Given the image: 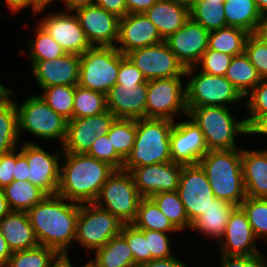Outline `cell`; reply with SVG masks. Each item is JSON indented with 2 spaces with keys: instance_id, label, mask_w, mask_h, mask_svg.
<instances>
[{
  "instance_id": "1",
  "label": "cell",
  "mask_w": 267,
  "mask_h": 267,
  "mask_svg": "<svg viewBox=\"0 0 267 267\" xmlns=\"http://www.w3.org/2000/svg\"><path fill=\"white\" fill-rule=\"evenodd\" d=\"M80 204L59 195H47L27 211L40 245L54 249L61 257H69L75 241Z\"/></svg>"
},
{
  "instance_id": "2",
  "label": "cell",
  "mask_w": 267,
  "mask_h": 267,
  "mask_svg": "<svg viewBox=\"0 0 267 267\" xmlns=\"http://www.w3.org/2000/svg\"><path fill=\"white\" fill-rule=\"evenodd\" d=\"M58 194L78 204L94 203L115 169L87 154L62 153ZM63 158V159H62Z\"/></svg>"
},
{
  "instance_id": "3",
  "label": "cell",
  "mask_w": 267,
  "mask_h": 267,
  "mask_svg": "<svg viewBox=\"0 0 267 267\" xmlns=\"http://www.w3.org/2000/svg\"><path fill=\"white\" fill-rule=\"evenodd\" d=\"M241 156V148L208 151L198 162L214 196L237 207L246 199Z\"/></svg>"
},
{
  "instance_id": "4",
  "label": "cell",
  "mask_w": 267,
  "mask_h": 267,
  "mask_svg": "<svg viewBox=\"0 0 267 267\" xmlns=\"http://www.w3.org/2000/svg\"><path fill=\"white\" fill-rule=\"evenodd\" d=\"M174 121L168 119H137L134 146L124 160L122 170L172 161L170 133Z\"/></svg>"
},
{
  "instance_id": "5",
  "label": "cell",
  "mask_w": 267,
  "mask_h": 267,
  "mask_svg": "<svg viewBox=\"0 0 267 267\" xmlns=\"http://www.w3.org/2000/svg\"><path fill=\"white\" fill-rule=\"evenodd\" d=\"M187 109V117L201 129L208 151L236 149V135H249L245 118H235L229 107L201 106Z\"/></svg>"
},
{
  "instance_id": "6",
  "label": "cell",
  "mask_w": 267,
  "mask_h": 267,
  "mask_svg": "<svg viewBox=\"0 0 267 267\" xmlns=\"http://www.w3.org/2000/svg\"><path fill=\"white\" fill-rule=\"evenodd\" d=\"M196 69V66L185 69V77H190L185 85L187 108L230 106L232 110L235 104H241L244 97L225 76H214L202 71L197 73Z\"/></svg>"
},
{
  "instance_id": "7",
  "label": "cell",
  "mask_w": 267,
  "mask_h": 267,
  "mask_svg": "<svg viewBox=\"0 0 267 267\" xmlns=\"http://www.w3.org/2000/svg\"><path fill=\"white\" fill-rule=\"evenodd\" d=\"M125 57L115 47L91 46L80 55L78 85L106 94L116 84Z\"/></svg>"
},
{
  "instance_id": "8",
  "label": "cell",
  "mask_w": 267,
  "mask_h": 267,
  "mask_svg": "<svg viewBox=\"0 0 267 267\" xmlns=\"http://www.w3.org/2000/svg\"><path fill=\"white\" fill-rule=\"evenodd\" d=\"M18 112V134L22 130L31 133L37 138L46 140H58L61 145L66 137L67 120L57 114L40 95L28 96L19 106Z\"/></svg>"
},
{
  "instance_id": "9",
  "label": "cell",
  "mask_w": 267,
  "mask_h": 267,
  "mask_svg": "<svg viewBox=\"0 0 267 267\" xmlns=\"http://www.w3.org/2000/svg\"><path fill=\"white\" fill-rule=\"evenodd\" d=\"M142 198L131 173L121 169L109 176L94 203L117 216L124 224H130L136 218Z\"/></svg>"
},
{
  "instance_id": "10",
  "label": "cell",
  "mask_w": 267,
  "mask_h": 267,
  "mask_svg": "<svg viewBox=\"0 0 267 267\" xmlns=\"http://www.w3.org/2000/svg\"><path fill=\"white\" fill-rule=\"evenodd\" d=\"M124 226L117 216L95 203L80 204L76 223L75 241L92 252L119 235Z\"/></svg>"
},
{
  "instance_id": "11",
  "label": "cell",
  "mask_w": 267,
  "mask_h": 267,
  "mask_svg": "<svg viewBox=\"0 0 267 267\" xmlns=\"http://www.w3.org/2000/svg\"><path fill=\"white\" fill-rule=\"evenodd\" d=\"M182 80L183 77H170L147 81L146 118L175 122V117L181 114L188 116L186 86Z\"/></svg>"
},
{
  "instance_id": "12",
  "label": "cell",
  "mask_w": 267,
  "mask_h": 267,
  "mask_svg": "<svg viewBox=\"0 0 267 267\" xmlns=\"http://www.w3.org/2000/svg\"><path fill=\"white\" fill-rule=\"evenodd\" d=\"M125 56L137 67L147 81L185 77L184 66L177 60L176 55L165 41L133 50Z\"/></svg>"
},
{
  "instance_id": "13",
  "label": "cell",
  "mask_w": 267,
  "mask_h": 267,
  "mask_svg": "<svg viewBox=\"0 0 267 267\" xmlns=\"http://www.w3.org/2000/svg\"><path fill=\"white\" fill-rule=\"evenodd\" d=\"M177 192L190 223L216 199L208 178L199 164L183 165Z\"/></svg>"
},
{
  "instance_id": "14",
  "label": "cell",
  "mask_w": 267,
  "mask_h": 267,
  "mask_svg": "<svg viewBox=\"0 0 267 267\" xmlns=\"http://www.w3.org/2000/svg\"><path fill=\"white\" fill-rule=\"evenodd\" d=\"M117 118L109 111L67 121L62 153L87 154L96 137L107 135Z\"/></svg>"
},
{
  "instance_id": "15",
  "label": "cell",
  "mask_w": 267,
  "mask_h": 267,
  "mask_svg": "<svg viewBox=\"0 0 267 267\" xmlns=\"http://www.w3.org/2000/svg\"><path fill=\"white\" fill-rule=\"evenodd\" d=\"M21 153L27 158L28 181L38 186L47 195H57L61 154H50L33 141L24 142ZM61 155V156H60Z\"/></svg>"
},
{
  "instance_id": "16",
  "label": "cell",
  "mask_w": 267,
  "mask_h": 267,
  "mask_svg": "<svg viewBox=\"0 0 267 267\" xmlns=\"http://www.w3.org/2000/svg\"><path fill=\"white\" fill-rule=\"evenodd\" d=\"M183 164L169 161L132 168L136 189L143 198H150L161 192L177 191Z\"/></svg>"
},
{
  "instance_id": "17",
  "label": "cell",
  "mask_w": 267,
  "mask_h": 267,
  "mask_svg": "<svg viewBox=\"0 0 267 267\" xmlns=\"http://www.w3.org/2000/svg\"><path fill=\"white\" fill-rule=\"evenodd\" d=\"M72 13V14H71ZM48 13L37 22L68 54L82 55L91 44L73 12Z\"/></svg>"
},
{
  "instance_id": "18",
  "label": "cell",
  "mask_w": 267,
  "mask_h": 267,
  "mask_svg": "<svg viewBox=\"0 0 267 267\" xmlns=\"http://www.w3.org/2000/svg\"><path fill=\"white\" fill-rule=\"evenodd\" d=\"M74 13L91 46H116L119 17L95 4L77 9Z\"/></svg>"
},
{
  "instance_id": "19",
  "label": "cell",
  "mask_w": 267,
  "mask_h": 267,
  "mask_svg": "<svg viewBox=\"0 0 267 267\" xmlns=\"http://www.w3.org/2000/svg\"><path fill=\"white\" fill-rule=\"evenodd\" d=\"M208 41L209 32L191 18L182 28L165 39L185 69L196 66L203 53L208 49Z\"/></svg>"
},
{
  "instance_id": "20",
  "label": "cell",
  "mask_w": 267,
  "mask_h": 267,
  "mask_svg": "<svg viewBox=\"0 0 267 267\" xmlns=\"http://www.w3.org/2000/svg\"><path fill=\"white\" fill-rule=\"evenodd\" d=\"M170 152L173 162L198 164L208 152L201 129L189 120L174 122L170 133Z\"/></svg>"
},
{
  "instance_id": "21",
  "label": "cell",
  "mask_w": 267,
  "mask_h": 267,
  "mask_svg": "<svg viewBox=\"0 0 267 267\" xmlns=\"http://www.w3.org/2000/svg\"><path fill=\"white\" fill-rule=\"evenodd\" d=\"M165 41L156 26L144 13L127 14L119 19L118 41L115 48L123 55Z\"/></svg>"
},
{
  "instance_id": "22",
  "label": "cell",
  "mask_w": 267,
  "mask_h": 267,
  "mask_svg": "<svg viewBox=\"0 0 267 267\" xmlns=\"http://www.w3.org/2000/svg\"><path fill=\"white\" fill-rule=\"evenodd\" d=\"M31 70L38 87L78 85L80 55L66 53L58 57L44 61H30Z\"/></svg>"
},
{
  "instance_id": "23",
  "label": "cell",
  "mask_w": 267,
  "mask_h": 267,
  "mask_svg": "<svg viewBox=\"0 0 267 267\" xmlns=\"http://www.w3.org/2000/svg\"><path fill=\"white\" fill-rule=\"evenodd\" d=\"M219 242L220 254L249 256L260 252L248 217L240 206L230 214Z\"/></svg>"
},
{
  "instance_id": "24",
  "label": "cell",
  "mask_w": 267,
  "mask_h": 267,
  "mask_svg": "<svg viewBox=\"0 0 267 267\" xmlns=\"http://www.w3.org/2000/svg\"><path fill=\"white\" fill-rule=\"evenodd\" d=\"M147 81L139 86L115 84L105 95L107 110L117 119L146 118Z\"/></svg>"
},
{
  "instance_id": "25",
  "label": "cell",
  "mask_w": 267,
  "mask_h": 267,
  "mask_svg": "<svg viewBox=\"0 0 267 267\" xmlns=\"http://www.w3.org/2000/svg\"><path fill=\"white\" fill-rule=\"evenodd\" d=\"M144 14L165 40L190 19V7L174 0H158Z\"/></svg>"
},
{
  "instance_id": "26",
  "label": "cell",
  "mask_w": 267,
  "mask_h": 267,
  "mask_svg": "<svg viewBox=\"0 0 267 267\" xmlns=\"http://www.w3.org/2000/svg\"><path fill=\"white\" fill-rule=\"evenodd\" d=\"M0 230L11 252L40 245L27 212L11 210L0 220Z\"/></svg>"
},
{
  "instance_id": "27",
  "label": "cell",
  "mask_w": 267,
  "mask_h": 267,
  "mask_svg": "<svg viewBox=\"0 0 267 267\" xmlns=\"http://www.w3.org/2000/svg\"><path fill=\"white\" fill-rule=\"evenodd\" d=\"M241 161L246 197L267 198V150L244 148Z\"/></svg>"
},
{
  "instance_id": "28",
  "label": "cell",
  "mask_w": 267,
  "mask_h": 267,
  "mask_svg": "<svg viewBox=\"0 0 267 267\" xmlns=\"http://www.w3.org/2000/svg\"><path fill=\"white\" fill-rule=\"evenodd\" d=\"M237 206L221 199H215L211 205L192 223L190 229L200 231L203 236L220 241L224 234L230 214Z\"/></svg>"
},
{
  "instance_id": "29",
  "label": "cell",
  "mask_w": 267,
  "mask_h": 267,
  "mask_svg": "<svg viewBox=\"0 0 267 267\" xmlns=\"http://www.w3.org/2000/svg\"><path fill=\"white\" fill-rule=\"evenodd\" d=\"M94 253L95 258L89 260L94 267H137L132 250L121 234L112 237Z\"/></svg>"
},
{
  "instance_id": "30",
  "label": "cell",
  "mask_w": 267,
  "mask_h": 267,
  "mask_svg": "<svg viewBox=\"0 0 267 267\" xmlns=\"http://www.w3.org/2000/svg\"><path fill=\"white\" fill-rule=\"evenodd\" d=\"M223 8L227 26L241 28L250 34L262 17L255 0H226Z\"/></svg>"
},
{
  "instance_id": "31",
  "label": "cell",
  "mask_w": 267,
  "mask_h": 267,
  "mask_svg": "<svg viewBox=\"0 0 267 267\" xmlns=\"http://www.w3.org/2000/svg\"><path fill=\"white\" fill-rule=\"evenodd\" d=\"M3 190L12 211L27 212L47 196L38 186L23 180H13Z\"/></svg>"
},
{
  "instance_id": "32",
  "label": "cell",
  "mask_w": 267,
  "mask_h": 267,
  "mask_svg": "<svg viewBox=\"0 0 267 267\" xmlns=\"http://www.w3.org/2000/svg\"><path fill=\"white\" fill-rule=\"evenodd\" d=\"M225 77L233 84L237 91L245 98L246 95L261 81L257 69L244 53L233 56Z\"/></svg>"
},
{
  "instance_id": "33",
  "label": "cell",
  "mask_w": 267,
  "mask_h": 267,
  "mask_svg": "<svg viewBox=\"0 0 267 267\" xmlns=\"http://www.w3.org/2000/svg\"><path fill=\"white\" fill-rule=\"evenodd\" d=\"M250 33L238 28L227 26L209 32L208 48L231 56L244 53L245 44Z\"/></svg>"
},
{
  "instance_id": "34",
  "label": "cell",
  "mask_w": 267,
  "mask_h": 267,
  "mask_svg": "<svg viewBox=\"0 0 267 267\" xmlns=\"http://www.w3.org/2000/svg\"><path fill=\"white\" fill-rule=\"evenodd\" d=\"M131 224L140 230H156L165 233L179 232L151 198L140 200L136 218Z\"/></svg>"
},
{
  "instance_id": "35",
  "label": "cell",
  "mask_w": 267,
  "mask_h": 267,
  "mask_svg": "<svg viewBox=\"0 0 267 267\" xmlns=\"http://www.w3.org/2000/svg\"><path fill=\"white\" fill-rule=\"evenodd\" d=\"M18 112L15 100L0 104V154L17 149Z\"/></svg>"
},
{
  "instance_id": "36",
  "label": "cell",
  "mask_w": 267,
  "mask_h": 267,
  "mask_svg": "<svg viewBox=\"0 0 267 267\" xmlns=\"http://www.w3.org/2000/svg\"><path fill=\"white\" fill-rule=\"evenodd\" d=\"M60 257L54 249L39 245L12 252L5 267H52Z\"/></svg>"
},
{
  "instance_id": "37",
  "label": "cell",
  "mask_w": 267,
  "mask_h": 267,
  "mask_svg": "<svg viewBox=\"0 0 267 267\" xmlns=\"http://www.w3.org/2000/svg\"><path fill=\"white\" fill-rule=\"evenodd\" d=\"M105 111L107 104L104 93L76 85L73 119L94 116Z\"/></svg>"
},
{
  "instance_id": "38",
  "label": "cell",
  "mask_w": 267,
  "mask_h": 267,
  "mask_svg": "<svg viewBox=\"0 0 267 267\" xmlns=\"http://www.w3.org/2000/svg\"><path fill=\"white\" fill-rule=\"evenodd\" d=\"M190 18L208 32L227 27L223 4L196 0L190 6Z\"/></svg>"
},
{
  "instance_id": "39",
  "label": "cell",
  "mask_w": 267,
  "mask_h": 267,
  "mask_svg": "<svg viewBox=\"0 0 267 267\" xmlns=\"http://www.w3.org/2000/svg\"><path fill=\"white\" fill-rule=\"evenodd\" d=\"M150 198L180 232L187 228L190 229L191 223L177 191L161 192Z\"/></svg>"
},
{
  "instance_id": "40",
  "label": "cell",
  "mask_w": 267,
  "mask_h": 267,
  "mask_svg": "<svg viewBox=\"0 0 267 267\" xmlns=\"http://www.w3.org/2000/svg\"><path fill=\"white\" fill-rule=\"evenodd\" d=\"M35 40L26 39L29 46V60L44 61L53 60L66 54L64 49L57 43L51 35L38 23L36 25Z\"/></svg>"
},
{
  "instance_id": "41",
  "label": "cell",
  "mask_w": 267,
  "mask_h": 267,
  "mask_svg": "<svg viewBox=\"0 0 267 267\" xmlns=\"http://www.w3.org/2000/svg\"><path fill=\"white\" fill-rule=\"evenodd\" d=\"M76 86L62 85L42 88L40 97L57 114L67 121L73 119L74 95Z\"/></svg>"
},
{
  "instance_id": "42",
  "label": "cell",
  "mask_w": 267,
  "mask_h": 267,
  "mask_svg": "<svg viewBox=\"0 0 267 267\" xmlns=\"http://www.w3.org/2000/svg\"><path fill=\"white\" fill-rule=\"evenodd\" d=\"M137 130V120L135 119H116L107 136L111 140L115 151L125 160L130 154Z\"/></svg>"
},
{
  "instance_id": "43",
  "label": "cell",
  "mask_w": 267,
  "mask_h": 267,
  "mask_svg": "<svg viewBox=\"0 0 267 267\" xmlns=\"http://www.w3.org/2000/svg\"><path fill=\"white\" fill-rule=\"evenodd\" d=\"M251 228L258 240H267V198H251L241 203Z\"/></svg>"
},
{
  "instance_id": "44",
  "label": "cell",
  "mask_w": 267,
  "mask_h": 267,
  "mask_svg": "<svg viewBox=\"0 0 267 267\" xmlns=\"http://www.w3.org/2000/svg\"><path fill=\"white\" fill-rule=\"evenodd\" d=\"M120 234L126 239L132 250L137 267L152 260L151 252H148L144 230H140L130 223L124 224Z\"/></svg>"
},
{
  "instance_id": "45",
  "label": "cell",
  "mask_w": 267,
  "mask_h": 267,
  "mask_svg": "<svg viewBox=\"0 0 267 267\" xmlns=\"http://www.w3.org/2000/svg\"><path fill=\"white\" fill-rule=\"evenodd\" d=\"M245 98H249L242 102L247 107L248 116L245 117V121L249 129L264 113H267V80H262Z\"/></svg>"
},
{
  "instance_id": "46",
  "label": "cell",
  "mask_w": 267,
  "mask_h": 267,
  "mask_svg": "<svg viewBox=\"0 0 267 267\" xmlns=\"http://www.w3.org/2000/svg\"><path fill=\"white\" fill-rule=\"evenodd\" d=\"M87 155L108 163L115 170H121L124 164V159L115 151L107 135L96 137Z\"/></svg>"
},
{
  "instance_id": "47",
  "label": "cell",
  "mask_w": 267,
  "mask_h": 267,
  "mask_svg": "<svg viewBox=\"0 0 267 267\" xmlns=\"http://www.w3.org/2000/svg\"><path fill=\"white\" fill-rule=\"evenodd\" d=\"M233 56L207 49L201 56L196 67H201L202 72L214 75L225 76L227 69L229 68ZM199 65V66H198Z\"/></svg>"
},
{
  "instance_id": "48",
  "label": "cell",
  "mask_w": 267,
  "mask_h": 267,
  "mask_svg": "<svg viewBox=\"0 0 267 267\" xmlns=\"http://www.w3.org/2000/svg\"><path fill=\"white\" fill-rule=\"evenodd\" d=\"M245 54L257 69L262 80H267V44L250 34L245 44Z\"/></svg>"
},
{
  "instance_id": "49",
  "label": "cell",
  "mask_w": 267,
  "mask_h": 267,
  "mask_svg": "<svg viewBox=\"0 0 267 267\" xmlns=\"http://www.w3.org/2000/svg\"><path fill=\"white\" fill-rule=\"evenodd\" d=\"M169 234L156 230H144L148 252H151L152 259H165L174 256L170 249Z\"/></svg>"
},
{
  "instance_id": "50",
  "label": "cell",
  "mask_w": 267,
  "mask_h": 267,
  "mask_svg": "<svg viewBox=\"0 0 267 267\" xmlns=\"http://www.w3.org/2000/svg\"><path fill=\"white\" fill-rule=\"evenodd\" d=\"M219 267H267L266 257L258 252L249 256L221 254Z\"/></svg>"
},
{
  "instance_id": "51",
  "label": "cell",
  "mask_w": 267,
  "mask_h": 267,
  "mask_svg": "<svg viewBox=\"0 0 267 267\" xmlns=\"http://www.w3.org/2000/svg\"><path fill=\"white\" fill-rule=\"evenodd\" d=\"M147 80L144 78L142 73L132 62L125 57L119 65V72L116 84L128 85V86H139L145 83Z\"/></svg>"
},
{
  "instance_id": "52",
  "label": "cell",
  "mask_w": 267,
  "mask_h": 267,
  "mask_svg": "<svg viewBox=\"0 0 267 267\" xmlns=\"http://www.w3.org/2000/svg\"><path fill=\"white\" fill-rule=\"evenodd\" d=\"M15 149L0 154V188H5L14 180Z\"/></svg>"
},
{
  "instance_id": "53",
  "label": "cell",
  "mask_w": 267,
  "mask_h": 267,
  "mask_svg": "<svg viewBox=\"0 0 267 267\" xmlns=\"http://www.w3.org/2000/svg\"><path fill=\"white\" fill-rule=\"evenodd\" d=\"M5 4L12 14L18 13L27 7H31L32 13L38 14L45 11L49 6L44 0H5Z\"/></svg>"
},
{
  "instance_id": "54",
  "label": "cell",
  "mask_w": 267,
  "mask_h": 267,
  "mask_svg": "<svg viewBox=\"0 0 267 267\" xmlns=\"http://www.w3.org/2000/svg\"><path fill=\"white\" fill-rule=\"evenodd\" d=\"M94 4L119 18L127 15L126 0H94Z\"/></svg>"
},
{
  "instance_id": "55",
  "label": "cell",
  "mask_w": 267,
  "mask_h": 267,
  "mask_svg": "<svg viewBox=\"0 0 267 267\" xmlns=\"http://www.w3.org/2000/svg\"><path fill=\"white\" fill-rule=\"evenodd\" d=\"M28 168L27 158L20 151L15 149V170L13 173L14 180L28 181Z\"/></svg>"
},
{
  "instance_id": "56",
  "label": "cell",
  "mask_w": 267,
  "mask_h": 267,
  "mask_svg": "<svg viewBox=\"0 0 267 267\" xmlns=\"http://www.w3.org/2000/svg\"><path fill=\"white\" fill-rule=\"evenodd\" d=\"M158 0H126L127 14H140L150 9Z\"/></svg>"
},
{
  "instance_id": "57",
  "label": "cell",
  "mask_w": 267,
  "mask_h": 267,
  "mask_svg": "<svg viewBox=\"0 0 267 267\" xmlns=\"http://www.w3.org/2000/svg\"><path fill=\"white\" fill-rule=\"evenodd\" d=\"M139 267H188L175 255L165 259H152Z\"/></svg>"
},
{
  "instance_id": "58",
  "label": "cell",
  "mask_w": 267,
  "mask_h": 267,
  "mask_svg": "<svg viewBox=\"0 0 267 267\" xmlns=\"http://www.w3.org/2000/svg\"><path fill=\"white\" fill-rule=\"evenodd\" d=\"M260 134L267 136V113H264L250 128L249 135Z\"/></svg>"
},
{
  "instance_id": "59",
  "label": "cell",
  "mask_w": 267,
  "mask_h": 267,
  "mask_svg": "<svg viewBox=\"0 0 267 267\" xmlns=\"http://www.w3.org/2000/svg\"><path fill=\"white\" fill-rule=\"evenodd\" d=\"M253 35L263 43L267 44V15H262Z\"/></svg>"
},
{
  "instance_id": "60",
  "label": "cell",
  "mask_w": 267,
  "mask_h": 267,
  "mask_svg": "<svg viewBox=\"0 0 267 267\" xmlns=\"http://www.w3.org/2000/svg\"><path fill=\"white\" fill-rule=\"evenodd\" d=\"M63 4L66 11L75 12L77 9L94 4V0H63Z\"/></svg>"
},
{
  "instance_id": "61",
  "label": "cell",
  "mask_w": 267,
  "mask_h": 267,
  "mask_svg": "<svg viewBox=\"0 0 267 267\" xmlns=\"http://www.w3.org/2000/svg\"><path fill=\"white\" fill-rule=\"evenodd\" d=\"M12 252L0 230V267H5Z\"/></svg>"
},
{
  "instance_id": "62",
  "label": "cell",
  "mask_w": 267,
  "mask_h": 267,
  "mask_svg": "<svg viewBox=\"0 0 267 267\" xmlns=\"http://www.w3.org/2000/svg\"><path fill=\"white\" fill-rule=\"evenodd\" d=\"M13 96H16V93L10 88L4 87L0 82V104L7 103L13 100Z\"/></svg>"
},
{
  "instance_id": "63",
  "label": "cell",
  "mask_w": 267,
  "mask_h": 267,
  "mask_svg": "<svg viewBox=\"0 0 267 267\" xmlns=\"http://www.w3.org/2000/svg\"><path fill=\"white\" fill-rule=\"evenodd\" d=\"M11 211L5 198L4 190L0 188V220Z\"/></svg>"
},
{
  "instance_id": "64",
  "label": "cell",
  "mask_w": 267,
  "mask_h": 267,
  "mask_svg": "<svg viewBox=\"0 0 267 267\" xmlns=\"http://www.w3.org/2000/svg\"><path fill=\"white\" fill-rule=\"evenodd\" d=\"M52 267H72L70 257H60Z\"/></svg>"
},
{
  "instance_id": "65",
  "label": "cell",
  "mask_w": 267,
  "mask_h": 267,
  "mask_svg": "<svg viewBox=\"0 0 267 267\" xmlns=\"http://www.w3.org/2000/svg\"><path fill=\"white\" fill-rule=\"evenodd\" d=\"M256 6L262 15H267V0H255Z\"/></svg>"
},
{
  "instance_id": "66",
  "label": "cell",
  "mask_w": 267,
  "mask_h": 267,
  "mask_svg": "<svg viewBox=\"0 0 267 267\" xmlns=\"http://www.w3.org/2000/svg\"><path fill=\"white\" fill-rule=\"evenodd\" d=\"M174 1L184 3L190 7L196 0H174Z\"/></svg>"
},
{
  "instance_id": "67",
  "label": "cell",
  "mask_w": 267,
  "mask_h": 267,
  "mask_svg": "<svg viewBox=\"0 0 267 267\" xmlns=\"http://www.w3.org/2000/svg\"><path fill=\"white\" fill-rule=\"evenodd\" d=\"M207 3L213 2V3H221L223 4L226 0H205Z\"/></svg>"
},
{
  "instance_id": "68",
  "label": "cell",
  "mask_w": 267,
  "mask_h": 267,
  "mask_svg": "<svg viewBox=\"0 0 267 267\" xmlns=\"http://www.w3.org/2000/svg\"><path fill=\"white\" fill-rule=\"evenodd\" d=\"M72 267H74V266L72 265ZM81 267H94V266L88 261L87 263H85Z\"/></svg>"
},
{
  "instance_id": "69",
  "label": "cell",
  "mask_w": 267,
  "mask_h": 267,
  "mask_svg": "<svg viewBox=\"0 0 267 267\" xmlns=\"http://www.w3.org/2000/svg\"><path fill=\"white\" fill-rule=\"evenodd\" d=\"M48 5L51 4V2L55 1V0H44Z\"/></svg>"
}]
</instances>
